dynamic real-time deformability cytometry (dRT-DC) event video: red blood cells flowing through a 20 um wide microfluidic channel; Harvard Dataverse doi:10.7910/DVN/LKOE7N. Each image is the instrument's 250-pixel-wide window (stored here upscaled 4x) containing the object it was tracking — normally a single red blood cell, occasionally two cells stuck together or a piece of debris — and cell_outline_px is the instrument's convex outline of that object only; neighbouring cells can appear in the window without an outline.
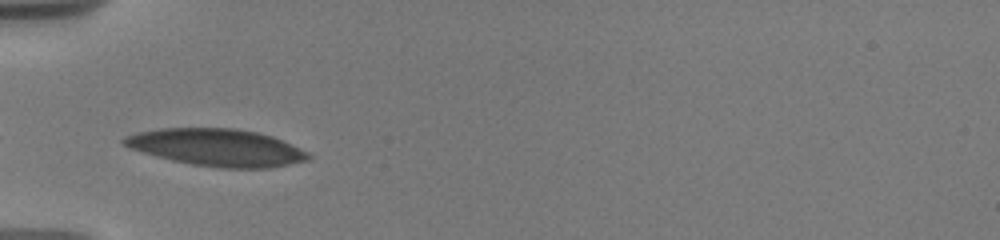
{"species": "human", "species_latin": "Homo sapiens", "temperature_condition": "warm", "stored_images_in_passage": 5, "camera_frame_rate_fps": 3000, "um_per_image_px": 0.085, "donor": {"sex": "male"}, "frame": {"image": 1, "passage_image": 1, "time_ms": 0.0, "image_size_px": [1000, 240], "cell_outline_px": [[312, 156], [308, 160], [272, 168], [220, 168], [192, 164], [172, 160], [156, 156], [132, 148], [124, 144], [120, 140], [124, 136], [136, 132], [160, 128], [232, 128], [256, 132], [272, 136], [308, 152]], "centroid_in_image_um": [18.43, 12.53], "position_along_channel_um": 66.6, "area_um2": 39.82}}
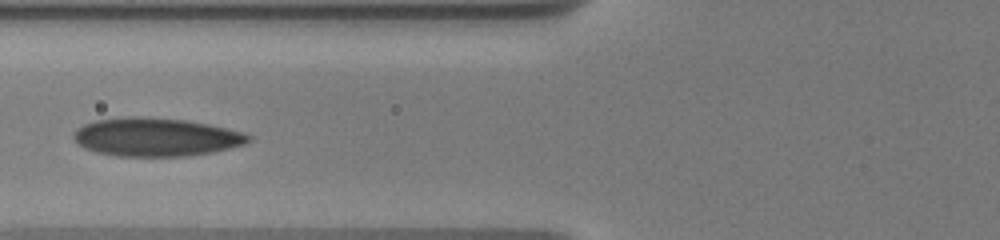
{"frame": {"image": 2, "passage_image": 4, "time_ms": 1.333, "image_size_px": [1000, 240], "cell_outline_px": [[252, 140], [244, 144], [212, 152], [184, 156], [120, 156], [96, 152], [84, 148], [72, 136], [76, 128], [84, 124], [96, 120], [128, 116], [140, 116], [184, 120], [208, 124], [244, 132], [252, 136]], "centroid_in_image_um": [13.25, 11.64], "position_along_channel_um": 112.5, "area_um2": 39.02}}